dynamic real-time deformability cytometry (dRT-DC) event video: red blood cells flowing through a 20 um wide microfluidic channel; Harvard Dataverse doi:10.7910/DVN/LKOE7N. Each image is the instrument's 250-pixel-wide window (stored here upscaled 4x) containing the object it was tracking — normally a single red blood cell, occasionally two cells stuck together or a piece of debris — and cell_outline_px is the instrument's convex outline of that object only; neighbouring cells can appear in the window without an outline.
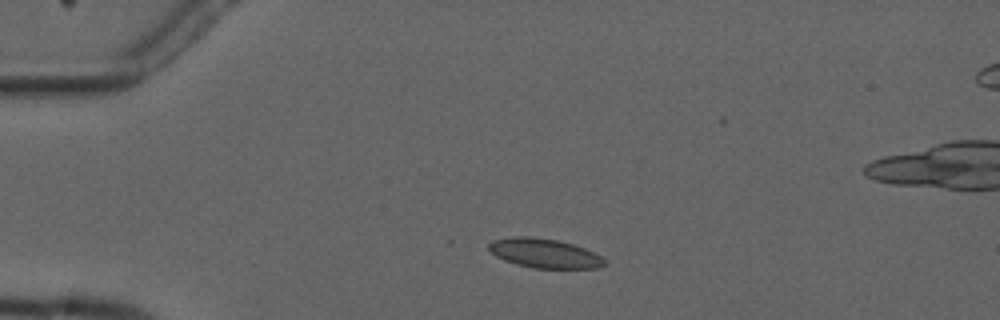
{"species": "common noctule bat (a hibernating species)", "species_latin": "Nyctalus noctula", "temperature_condition": "cold", "stored_images_in_passage": 4, "camera_frame_rate_fps": 3000, "um_per_image_px": 0.085, "animal": {"sex": "male", "forearm_length_mm": 52.5}, "frame": {"image": 1, "passage_image": 2, "time_ms": 1.333, "image_size_px": [1000, 320], "cell_outline_px": [[608, 264], [596, 268], [532, 268], [516, 264], [504, 260], [496, 256], [488, 248], [488, 244], [492, 240], [516, 236], [528, 236], [556, 240], [572, 244], [584, 248], [608, 260]], "centroid_in_image_um": [46.29, 21.53], "position_along_channel_um": 38.7, "area_um2": 19.71}}